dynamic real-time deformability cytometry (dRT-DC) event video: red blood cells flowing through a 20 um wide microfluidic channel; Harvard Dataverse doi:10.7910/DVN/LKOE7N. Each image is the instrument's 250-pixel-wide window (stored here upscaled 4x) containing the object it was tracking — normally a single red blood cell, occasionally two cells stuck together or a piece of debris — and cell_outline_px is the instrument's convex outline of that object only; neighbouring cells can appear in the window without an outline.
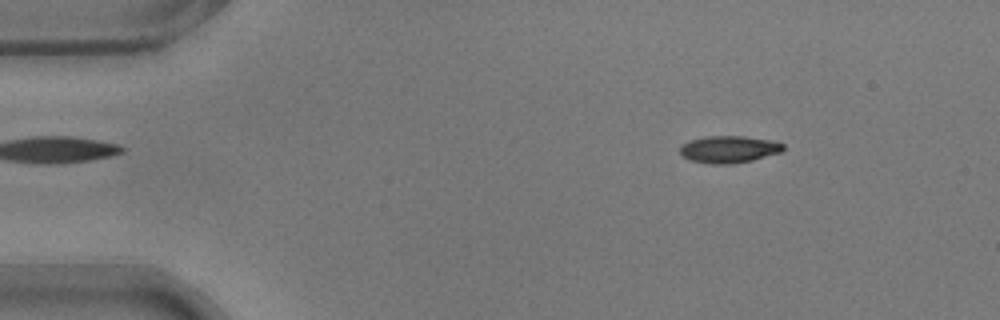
{"species": "common noctule bat (a hibernating species)", "species_latin": "Nyctalus noctula", "temperature_condition": "warm", "stored_images_in_passage": 41, "camera_frame_rate_fps": 3000, "um_per_image_px": 0.085, "animal": {"sex": "male", "body_mass_g": 17.9}, "frame": {"image": 1, "passage_image": 3, "time_ms": 0.667, "image_size_px": [1000, 320], "cell_outline_px": [[784, 148], [780, 152], [752, 160], [732, 164], [712, 164], [688, 160], [680, 152], [680, 148], [688, 140], [704, 136], [744, 136], [772, 140], [784, 144]], "centroid_in_image_um": [61.94, 12.68], "position_along_channel_um": 23.1, "area_um2": 16.3}}
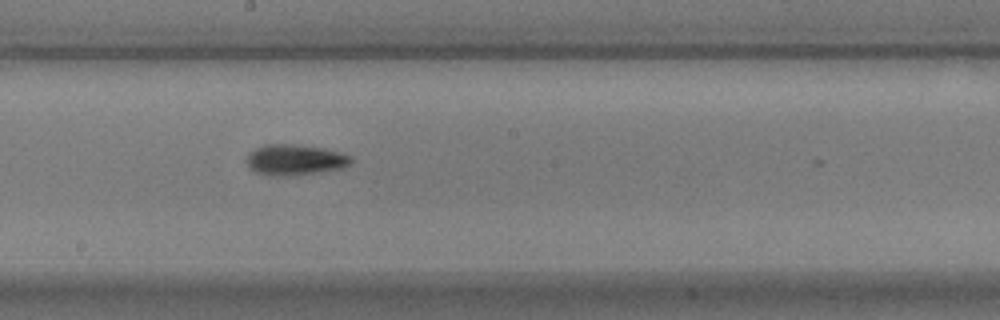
{"frame": {"image": 2, "passage_image": 25, "time_ms": 8.0, "image_size_px": [1000, 320], "cell_outline_px": [[352, 160], [344, 168], [296, 176], [272, 176], [256, 172], [248, 168], [244, 160], [248, 152], [264, 144], [288, 144], [324, 148], [340, 152], [352, 156]], "centroid_in_image_um": [25.02, 13.6], "position_along_channel_um": 223.2, "area_um2": 19.07}}
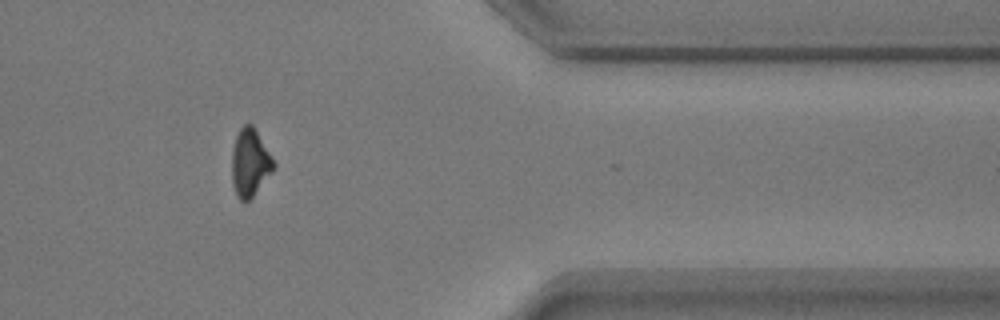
{"frame": {"image": 3, "passage_image": 40, "time_ms": 13.0, "image_size_px": [1000, 320], "cell_outline_px": [[276, 168], [252, 196], [248, 200], [240, 200], [236, 196], [232, 184], [232, 148], [236, 136], [240, 128], [244, 124], [252, 124], [272, 156], [276, 164]], "centroid_in_image_um": [21.25, 13.82], "position_along_channel_um": 390.2, "area_um2": 16.47}, "authors_computed_cell_mechanics": {"area_um2": 16.762, "velocity_mm_per_s": 3.7505, "shape_relaxation_time_tau1_ms": 2.6519, "shape_relaxation_time_tau2_ms": 5.3072, "deformation_change_tau1": 0.1651, "deformation_change_tau2": 0.1275}}